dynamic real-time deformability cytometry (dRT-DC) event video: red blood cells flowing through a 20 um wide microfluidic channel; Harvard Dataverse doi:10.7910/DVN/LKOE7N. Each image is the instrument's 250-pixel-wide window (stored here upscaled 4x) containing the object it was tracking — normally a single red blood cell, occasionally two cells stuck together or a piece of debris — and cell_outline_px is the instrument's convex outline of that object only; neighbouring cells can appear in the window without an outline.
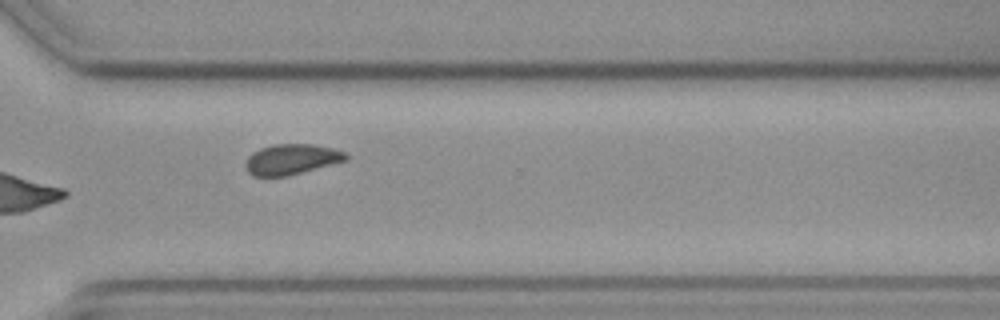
{"species": "common noctule bat (a hibernating species)", "species_latin": "Nyctalus noctula", "temperature_condition": "cold", "stored_images_in_passage": 15, "camera_frame_rate_fps": 3000, "um_per_image_px": 0.085, "animal": {"sex": "female", "body_mass_g": 19.3, "forearm_length_mm": 54.1}, "frame": {"image": 1, "passage_image": 11, "time_ms": 13.0, "image_size_px": [1000, 320], "cell_outline_px": [[348, 160], [288, 176], [252, 176], [248, 172], [244, 164], [248, 156], [252, 152], [260, 148], [272, 144], [312, 144], [332, 148], [344, 152], [348, 156]], "centroid_in_image_um": [24.75, 13.54], "position_along_channel_um": 345.8, "area_um2": 17.92}, "authors_computed_cell_mechanics": {"area_um2": 18.8428, "velocity_mm_per_s": 3.6116, "shape_relaxation_time_tau1_ms": null, "shape_relaxation_time_tau2_ms": 6.4829, "deformation_change_tau1": null, "deformation_change_tau2": 0.0956}}